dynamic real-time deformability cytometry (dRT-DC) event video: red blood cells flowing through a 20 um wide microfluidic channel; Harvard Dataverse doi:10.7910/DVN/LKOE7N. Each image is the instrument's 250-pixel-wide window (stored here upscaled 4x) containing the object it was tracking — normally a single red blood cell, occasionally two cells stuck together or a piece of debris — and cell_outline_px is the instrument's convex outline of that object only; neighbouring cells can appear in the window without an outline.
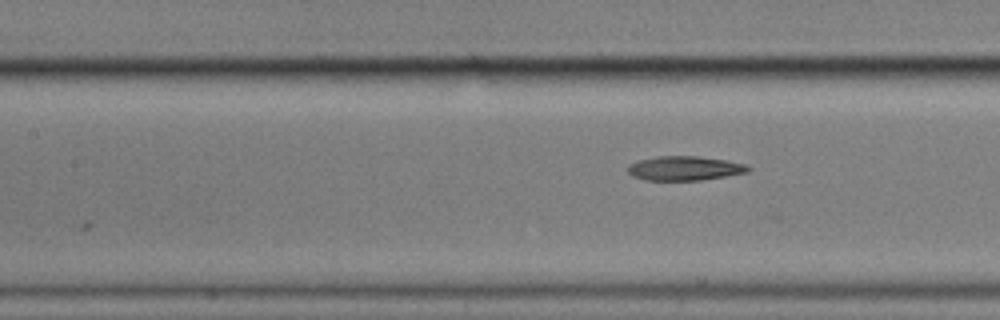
{"species": "common noctule bat (a hibernating species)", "species_latin": "Nyctalus noctula", "temperature_condition": "cold", "stored_images_in_passage": 6, "camera_frame_rate_fps": 3000, "um_per_image_px": 0.085, "animal": {"sex": "male", "body_mass_g": 17.9}, "frame": {"image": 1, "passage_image": 6, "time_ms": 7.0, "image_size_px": [1000, 320], "cell_outline_px": [[752, 168], [748, 172], [700, 180], [644, 180], [632, 176], [628, 172], [628, 164], [640, 160], [656, 156], [696, 156], [724, 160], [748, 164]], "centroid_in_image_um": [58.19, 14.3], "position_along_channel_um": 149.2, "area_um2": 16.99}}